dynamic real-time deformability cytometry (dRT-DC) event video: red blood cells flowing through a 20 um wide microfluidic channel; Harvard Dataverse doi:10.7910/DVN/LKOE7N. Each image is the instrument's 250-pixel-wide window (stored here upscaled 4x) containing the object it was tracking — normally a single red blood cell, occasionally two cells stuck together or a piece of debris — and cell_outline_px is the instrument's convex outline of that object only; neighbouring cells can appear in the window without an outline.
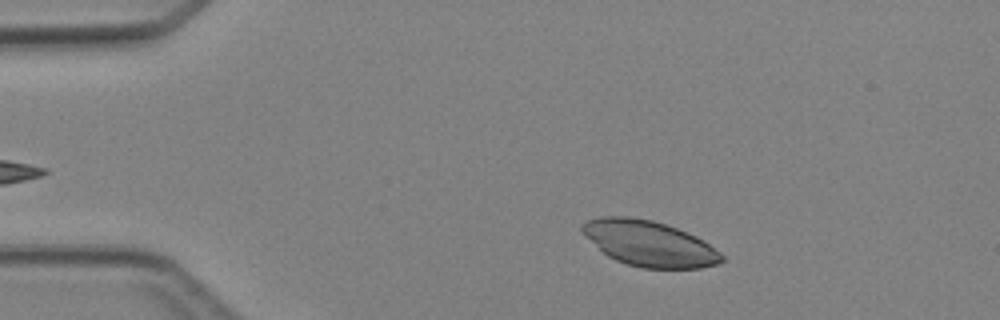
{"species": "Egyptian fruit bat (a non-hibernating species)", "species_latin": "Rousettus aegyptiacus", "temperature_condition": "cold", "stored_images_in_passage": 2, "camera_frame_rate_fps": 3000, "um_per_image_px": 0.085, "animal": {"sex": "female"}, "frame": {"image": 1, "passage_image": 1, "time_ms": 0.0, "image_size_px": [1000, 320], "cell_outline_px": [[724, 260], [720, 264], [700, 268], [640, 268], [616, 260], [608, 256], [584, 236], [580, 232], [580, 224], [588, 220], [604, 216], [628, 216], [652, 220], [676, 228], [696, 236], [720, 252], [724, 256]], "centroid_in_image_um": [55.16, 20.7], "position_along_channel_um": 29.8, "area_um2": 36.99}}